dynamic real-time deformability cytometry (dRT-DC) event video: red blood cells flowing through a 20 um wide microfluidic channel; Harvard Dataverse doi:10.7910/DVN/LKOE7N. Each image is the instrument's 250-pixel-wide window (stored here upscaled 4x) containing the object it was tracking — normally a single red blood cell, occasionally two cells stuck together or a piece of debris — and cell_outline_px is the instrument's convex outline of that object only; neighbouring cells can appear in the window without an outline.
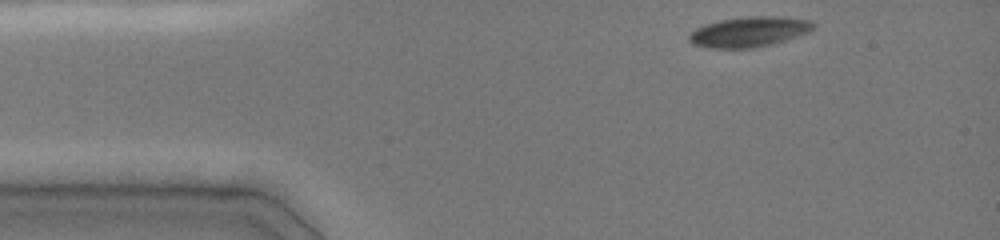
{"species": "common noctule bat (a hibernating species)", "species_latin": "Nyctalus noctula", "temperature_condition": "cold", "stored_images_in_passage": 6, "camera_frame_rate_fps": 3000, "um_per_image_px": 0.085, "animal": {"sex": "female", "body_mass_g": 19.0, "forearm_length_mm": 51.5}, "frame": {"image": 1, "passage_image": 1, "time_ms": 0.0, "image_size_px": [1000, 240], "cell_outline_px": [[816, 24], [808, 32], [772, 44], [752, 48], [708, 48], [692, 44], [688, 40], [688, 36], [696, 28], [704, 24], [720, 20], [748, 16], [772, 16], [812, 20]], "centroid_in_image_um": [63.64, 2.7], "position_along_channel_um": 21.4, "area_um2": 21.79}}